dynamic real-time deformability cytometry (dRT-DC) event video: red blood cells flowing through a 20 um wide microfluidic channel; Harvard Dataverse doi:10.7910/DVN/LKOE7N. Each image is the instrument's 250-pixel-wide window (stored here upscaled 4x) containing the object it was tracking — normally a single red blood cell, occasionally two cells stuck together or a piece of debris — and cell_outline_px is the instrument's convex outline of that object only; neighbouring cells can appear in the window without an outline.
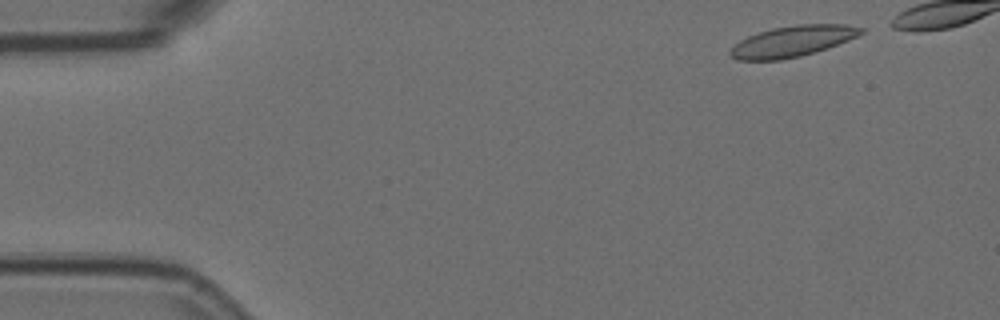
{"species": "Egyptian fruit bat (a non-hibernating species)", "species_latin": "Rousettus aegyptiacus", "temperature_condition": "room temperature", "stored_images_in_passage": 5, "camera_frame_rate_fps": 3000, "um_per_image_px": 0.085, "animal": {"sex": "female"}, "frame": {"image": 1, "passage_image": 1, "time_ms": 0.0, "image_size_px": [1000, 320], "cell_outline_px": [[864, 32], [848, 40], [828, 48], [800, 56], [780, 60], [736, 60], [728, 52], [740, 40], [748, 36], [772, 28], [796, 24], [844, 24], [864, 28]], "centroid_in_image_um": [67.36, 3.5], "position_along_channel_um": 17.6, "area_um2": 23.41}}